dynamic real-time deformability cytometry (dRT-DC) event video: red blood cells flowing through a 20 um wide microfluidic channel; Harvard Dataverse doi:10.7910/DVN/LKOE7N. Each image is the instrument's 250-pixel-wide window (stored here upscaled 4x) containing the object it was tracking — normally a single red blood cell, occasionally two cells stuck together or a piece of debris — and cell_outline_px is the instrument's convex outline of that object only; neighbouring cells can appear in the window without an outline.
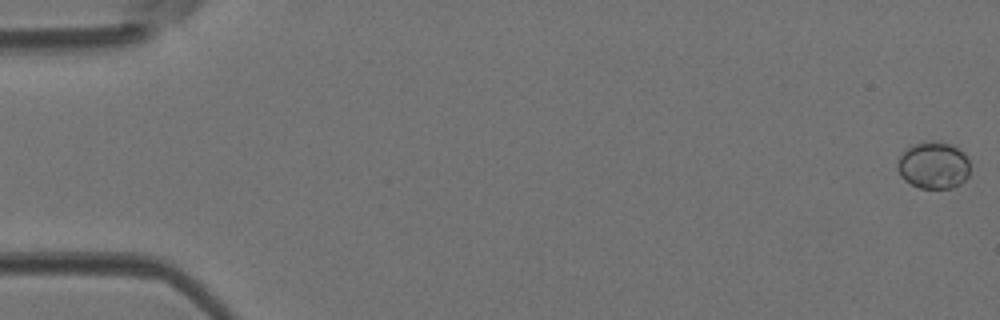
{"species": "Egyptian fruit bat (a non-hibernating species)", "species_latin": "Rousettus aegyptiacus", "temperature_condition": "room temperature", "stored_images_in_passage": 47, "camera_frame_rate_fps": 3000, "um_per_image_px": 0.085, "animal": {"sex": "female"}, "frame": {"image": 1, "passage_image": 1, "time_ms": 0.0, "image_size_px": [1000, 320], "cell_outline_px": [[968, 176], [960, 184], [952, 188], [920, 188], [904, 180], [900, 176], [896, 164], [900, 156], [912, 144], [928, 140], [932, 140], [952, 144], [964, 152], [968, 160]], "centroid_in_image_um": [79.34, 14.03], "position_along_channel_um": 5.7, "area_um2": 20.0}}
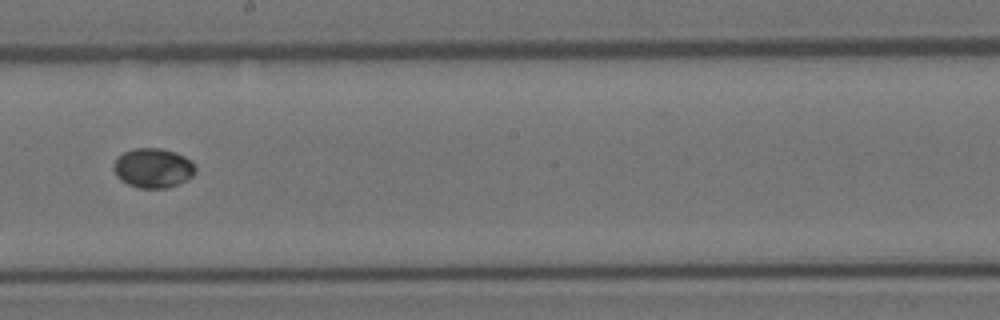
{"frame": {"image": 2, "passage_image": 27, "time_ms": 8.667, "image_size_px": [1000, 320], "cell_outline_px": [[196, 172], [192, 176], [180, 184], [168, 188], [140, 188], [128, 184], [120, 180], [116, 176], [112, 168], [112, 164], [116, 156], [132, 148], [160, 148], [176, 152], [184, 156], [196, 168]], "centroid_in_image_um": [12.96, 14.28], "position_along_channel_um": 235.2, "area_um2": 19.13}}
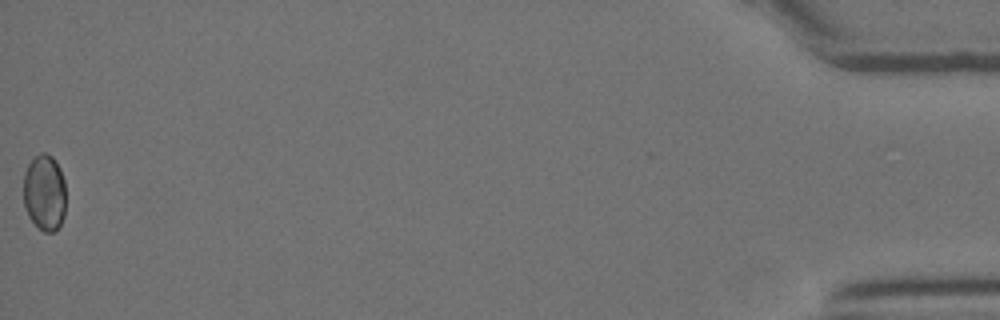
{"frame": {"image": 3, "passage_image": 47, "time_ms": 15.333, "image_size_px": [1000, 320], "cell_outline_px": [[64, 216], [60, 224], [52, 232], [44, 232], [28, 216], [24, 204], [24, 172], [28, 164], [40, 152], [44, 152], [52, 156], [60, 168], [64, 180]], "centroid_in_image_um": [3.77, 16.34], "position_along_channel_um": 431.4, "area_um2": 18.67}}